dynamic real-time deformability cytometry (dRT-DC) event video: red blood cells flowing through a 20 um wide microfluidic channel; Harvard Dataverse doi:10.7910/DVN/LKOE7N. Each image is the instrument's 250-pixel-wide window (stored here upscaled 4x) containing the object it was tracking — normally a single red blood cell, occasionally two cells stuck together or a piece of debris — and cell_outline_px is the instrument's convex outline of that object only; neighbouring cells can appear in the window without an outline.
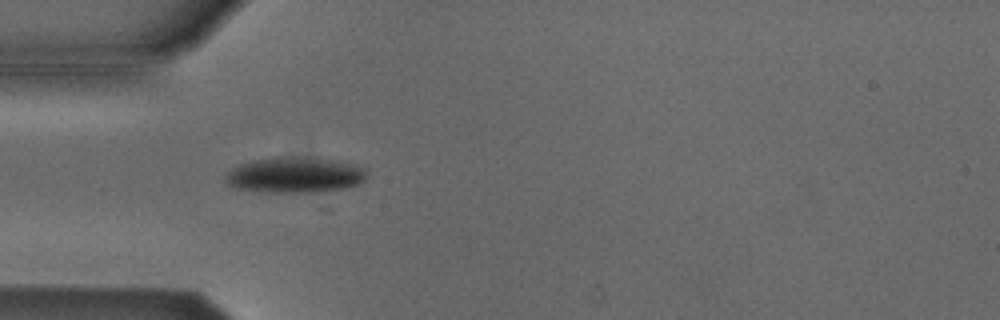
{"species": "Egyptian fruit bat (a non-hibernating species)", "species_latin": "Rousettus aegyptiacus", "temperature_condition": "cold", "stored_images_in_passage": 9, "camera_frame_rate_fps": 3000, "um_per_image_px": 0.085, "animal": {"sex": "male"}, "frame": {"image": 1, "passage_image": 4, "time_ms": 4.333, "image_size_px": [1000, 320], "cell_outline_px": [[368, 172], [364, 180], [360, 184], [348, 188], [316, 192], [260, 192], [236, 188], [228, 184], [224, 180], [224, 176], [236, 164], [252, 160], [276, 156], [280, 156], [340, 160], [368, 168]], "centroid_in_image_um": [25.08, 14.87], "position_along_channel_um": 59.9, "area_um2": 30.0}}
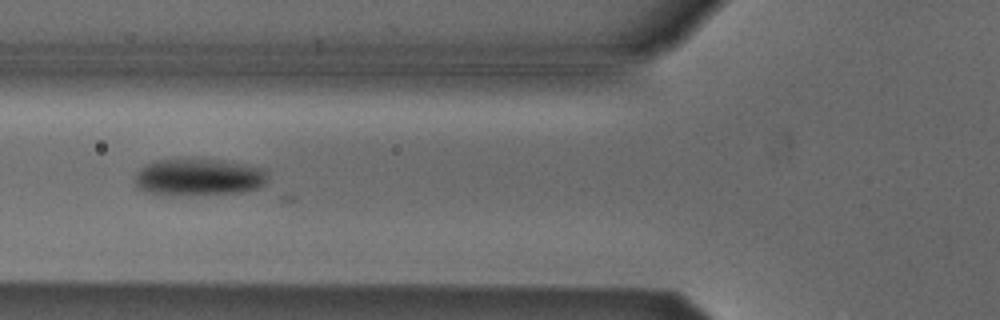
{"frame": {"image": 2, "passage_image": 5, "time_ms": 5.667, "image_size_px": [1000, 320], "cell_outline_px": [[268, 180], [260, 188], [244, 192], [168, 196], [160, 196], [144, 192], [136, 184], [136, 172], [144, 164], [156, 160], [180, 156], [224, 160], [264, 168], [268, 176]], "centroid_in_image_um": [16.86, 15.03], "position_along_channel_um": 108.9, "area_um2": 30.0}}